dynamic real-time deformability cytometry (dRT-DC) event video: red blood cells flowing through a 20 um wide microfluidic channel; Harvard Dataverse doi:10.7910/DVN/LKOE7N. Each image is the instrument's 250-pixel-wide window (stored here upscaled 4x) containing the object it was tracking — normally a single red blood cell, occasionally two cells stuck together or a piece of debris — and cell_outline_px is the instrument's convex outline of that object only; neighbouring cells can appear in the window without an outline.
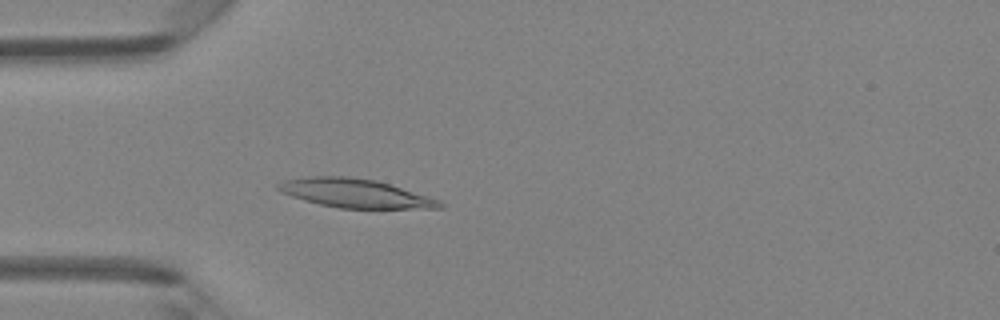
{"species": "Egyptian fruit bat (a non-hibernating species)", "species_latin": "Rousettus aegyptiacus", "temperature_condition": "room temperature", "stored_images_in_passage": 4, "camera_frame_rate_fps": 3000, "um_per_image_px": 0.085, "animal": {"sex": "female"}, "frame": {"image": 1, "passage_image": 4, "time_ms": 3.333, "image_size_px": [1000, 320], "cell_outline_px": [[444, 208], [340, 208], [320, 204], [304, 200], [280, 192], [276, 188], [276, 184], [284, 180], [312, 176], [348, 176], [376, 180], [428, 196], [440, 200], [444, 204]], "centroid_in_image_um": [30.17, 16.42], "position_along_channel_um": 54.8, "area_um2": 26.93}}